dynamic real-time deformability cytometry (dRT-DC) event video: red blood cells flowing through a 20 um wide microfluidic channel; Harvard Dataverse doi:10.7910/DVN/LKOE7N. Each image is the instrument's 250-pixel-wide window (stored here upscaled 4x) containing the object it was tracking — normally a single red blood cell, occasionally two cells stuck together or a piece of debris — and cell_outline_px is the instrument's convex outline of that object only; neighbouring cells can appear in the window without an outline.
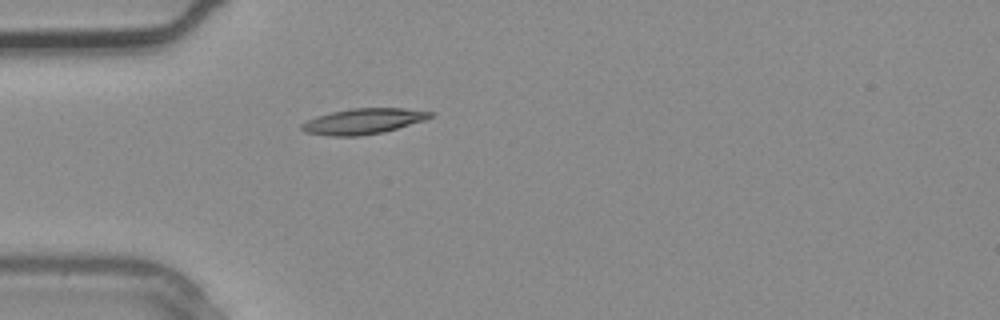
{"species": "common noctule bat (a hibernating species)", "species_latin": "Nyctalus noctula", "temperature_condition": "warm", "stored_images_in_passage": 1, "camera_frame_rate_fps": 3000, "um_per_image_px": 0.085, "animal": {"sex": "male", "body_mass_g": 20.4}, "frame": {"image": 1, "passage_image": 1, "time_ms": 0.0, "image_size_px": [1000, 320], "cell_outline_px": [[432, 116], [424, 120], [384, 132], [360, 136], [332, 136], [304, 132], [300, 128], [300, 124], [316, 116], [332, 112], [352, 108], [404, 108], [432, 112]], "centroid_in_image_um": [30.84, 10.31], "position_along_channel_um": 54.2, "area_um2": 19.07}}